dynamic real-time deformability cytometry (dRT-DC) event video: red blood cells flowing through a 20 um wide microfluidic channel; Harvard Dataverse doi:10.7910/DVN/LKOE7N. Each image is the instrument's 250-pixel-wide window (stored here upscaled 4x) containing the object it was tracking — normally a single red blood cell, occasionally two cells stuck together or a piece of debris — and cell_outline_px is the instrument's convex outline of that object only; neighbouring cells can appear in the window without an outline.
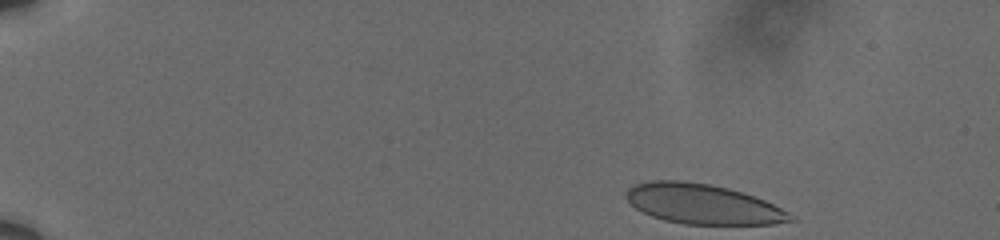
{"species": "human", "species_latin": "Homo sapiens", "temperature_condition": "cold", "stored_images_in_passage": 51, "camera_frame_rate_fps": 3000, "um_per_image_px": 0.085, "donor": {"sex": "male"}, "frame": {"image": 1, "passage_image": 1, "time_ms": 0.0, "image_size_px": [1000, 240], "cell_outline_px": [[796, 220], [772, 224], [684, 224], [664, 220], [652, 216], [636, 208], [624, 196], [628, 188], [636, 184], [652, 180], [680, 180], [708, 184], [728, 188], [764, 200], [796, 216]], "centroid_in_image_um": [59.73, 17.35], "position_along_channel_um": 25.3, "area_um2": 37.92}}
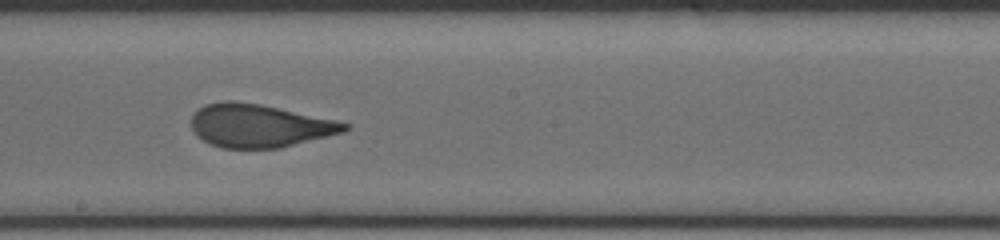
{"frame": {"image": 2, "passage_image": 28, "time_ms": 9.0, "image_size_px": [1000, 240], "cell_outline_px": [[352, 128], [344, 132], [280, 148], [220, 148], [208, 144], [196, 136], [192, 128], [192, 116], [204, 104], [228, 100], [232, 100], [260, 104], [336, 120], [352, 124]], "centroid_in_image_um": [22.05, 10.69], "position_along_channel_um": 226.2, "area_um2": 38.67}}
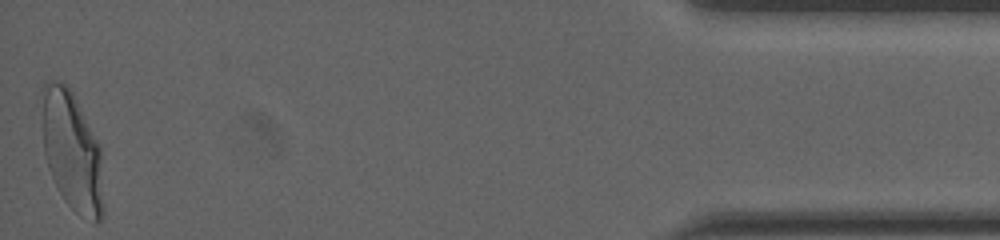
{"frame": {"image": 3, "passage_image": 51, "time_ms": 16.667, "image_size_px": [1000, 240], "cell_outline_px": [[104, 216], [96, 224], [92, 224], [80, 216], [64, 200], [48, 168], [44, 152], [40, 88], [44, 80], [56, 80], [64, 84], [72, 92], [100, 144], [104, 204]], "centroid_in_image_um": [6.12, 12.87], "position_along_channel_um": 429.1, "area_um2": 43.58}, "authors_computed_cell_mechanics": {"area_um2": 39.3618, "velocity_mm_per_s": 3.6031, "shape_relaxation_time_tau1_ms": 5.4436, "shape_relaxation_time_tau2_ms": null, "deformation_change_tau1": 0.1787, "deformation_change_tau2": null}}